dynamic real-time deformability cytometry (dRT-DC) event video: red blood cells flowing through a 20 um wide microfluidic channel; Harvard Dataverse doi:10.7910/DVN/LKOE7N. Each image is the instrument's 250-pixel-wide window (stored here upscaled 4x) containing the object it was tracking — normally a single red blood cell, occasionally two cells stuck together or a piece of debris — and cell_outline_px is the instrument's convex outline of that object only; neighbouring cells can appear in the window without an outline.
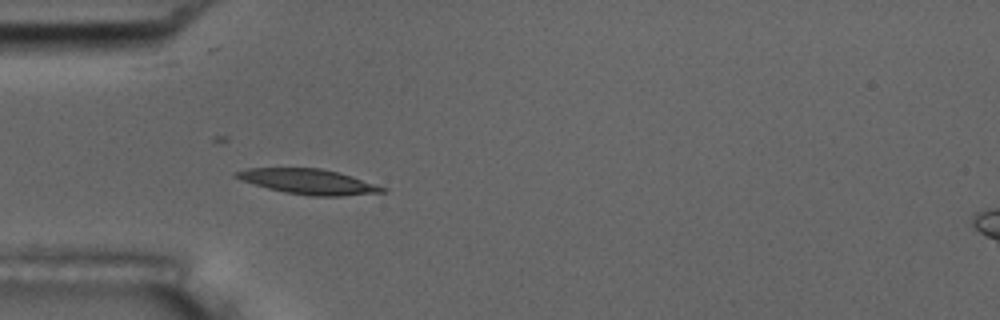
{"species": "common noctule bat (a hibernating species)", "species_latin": "Nyctalus noctula", "temperature_condition": "room temperature", "stored_images_in_passage": 13, "camera_frame_rate_fps": 3000, "um_per_image_px": 0.085, "animal": {"sex": "male", "body_mass_g": 17.5, "forearm_length_mm": 52.3}, "frame": {"image": 1, "passage_image": 6, "time_ms": 1.667, "image_size_px": [1000, 320], "cell_outline_px": [[388, 192], [340, 196], [308, 196], [284, 192], [268, 188], [240, 180], [232, 176], [232, 172], [248, 168], [320, 168], [336, 172], [388, 188]], "centroid_in_image_um": [26.17, 15.44], "position_along_channel_um": 58.8, "area_um2": 21.39}}